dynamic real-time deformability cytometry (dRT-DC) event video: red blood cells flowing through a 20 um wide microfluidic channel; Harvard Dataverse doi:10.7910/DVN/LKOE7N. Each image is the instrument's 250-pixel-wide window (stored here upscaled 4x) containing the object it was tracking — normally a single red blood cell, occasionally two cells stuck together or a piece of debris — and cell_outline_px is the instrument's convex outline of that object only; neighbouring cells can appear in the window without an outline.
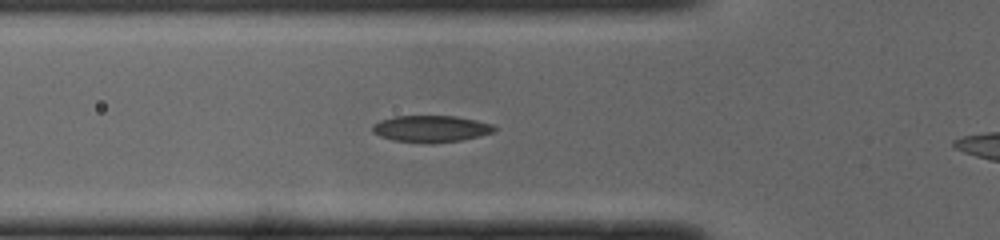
{"species": "common noctule bat (a hibernating species)", "species_latin": "Nyctalus noctula", "temperature_condition": "cold", "stored_images_in_passage": 9, "camera_frame_rate_fps": 3000, "um_per_image_px": 0.085, "animal": {"sex": "male", "body_mass_g": 19.0, "forearm_length_mm": 50.8}, "frame": {"image": 1, "passage_image": 6, "time_ms": 1.667, "image_size_px": [1000, 240], "cell_outline_px": [[496, 128], [492, 132], [480, 136], [460, 140], [432, 144], [392, 140], [380, 136], [372, 132], [372, 124], [380, 120], [392, 116], [456, 116], [476, 120], [492, 124]], "centroid_in_image_um": [36.59, 10.95], "position_along_channel_um": 89.2, "area_um2": 19.07}}